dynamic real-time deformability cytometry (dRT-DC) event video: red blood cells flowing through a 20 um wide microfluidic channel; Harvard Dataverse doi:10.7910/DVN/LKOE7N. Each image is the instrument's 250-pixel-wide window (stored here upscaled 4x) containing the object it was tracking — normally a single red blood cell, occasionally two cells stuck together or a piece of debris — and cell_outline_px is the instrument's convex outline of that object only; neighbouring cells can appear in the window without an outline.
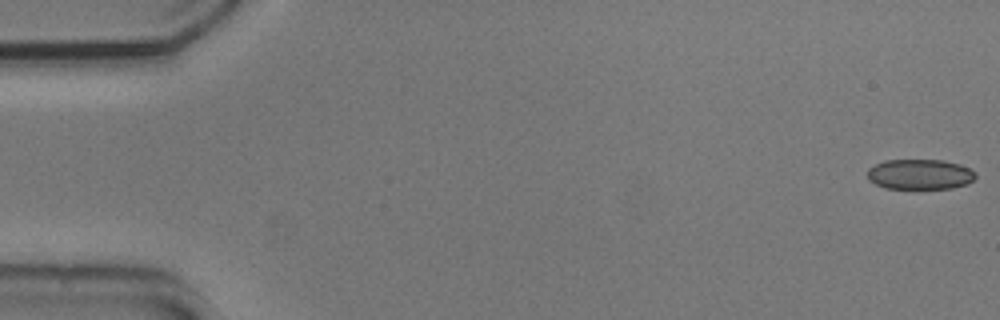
{"species": "common noctule bat (a hibernating species)", "species_latin": "Nyctalus noctula", "temperature_condition": "cold", "stored_images_in_passage": 10, "camera_frame_rate_fps": 3000, "um_per_image_px": 0.085, "animal": {"sex": "male", "body_mass_g": 20.5, "forearm_length_mm": 52.5}, "frame": {"image": 1, "passage_image": 1, "time_ms": 0.0, "image_size_px": [1000, 320], "cell_outline_px": [[976, 176], [968, 184], [952, 188], [884, 188], [868, 180], [868, 168], [884, 160], [944, 160], [960, 164], [976, 172]], "centroid_in_image_um": [78.2, 14.81], "position_along_channel_um": 6.8, "area_um2": 19.07}}